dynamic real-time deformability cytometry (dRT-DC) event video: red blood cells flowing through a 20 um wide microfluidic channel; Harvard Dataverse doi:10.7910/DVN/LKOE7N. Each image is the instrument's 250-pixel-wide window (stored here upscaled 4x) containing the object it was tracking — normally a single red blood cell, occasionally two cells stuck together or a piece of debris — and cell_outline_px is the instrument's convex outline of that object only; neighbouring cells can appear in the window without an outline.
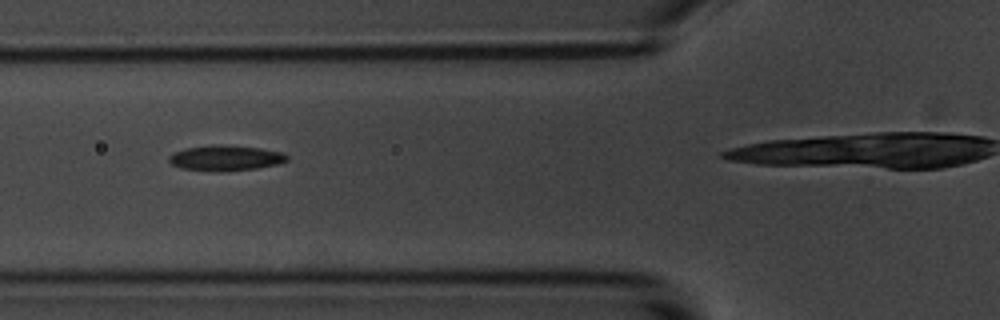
{"species": "common noctule bat (a hibernating species)", "species_latin": "Nyctalus noctula", "temperature_condition": "room temperature", "stored_images_in_passage": 8, "camera_frame_rate_fps": 3000, "um_per_image_px": 0.085, "animal": {"sex": "male", "body_mass_g": 20.1, "forearm_length_mm": 53.5}, "frame": {"image": 1, "passage_image": 3, "time_ms": 2.0, "image_size_px": [1000, 320], "cell_outline_px": [[288, 160], [276, 164], [256, 168], [220, 172], [180, 168], [172, 164], [168, 160], [168, 156], [184, 148], [212, 144], [260, 148], [280, 152], [288, 156]], "centroid_in_image_um": [19.12, 13.43], "position_along_channel_um": 106.7, "area_um2": 17.34}}
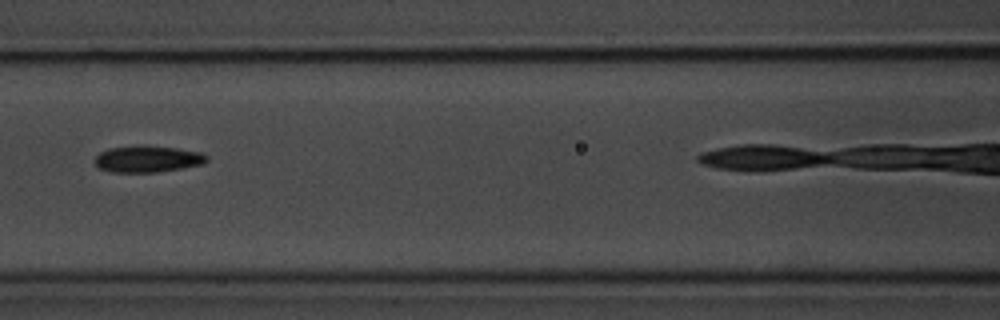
{"frame": {"image": 2, "passage_image": 4, "time_ms": 3.333, "image_size_px": [1000, 320], "cell_outline_px": [[208, 160], [204, 164], [156, 172], [112, 172], [100, 168], [92, 160], [100, 152], [108, 148], [140, 144], [176, 148], [200, 152], [208, 156]], "centroid_in_image_um": [12.52, 13.49], "position_along_channel_um": 154.1, "area_um2": 17.51}}
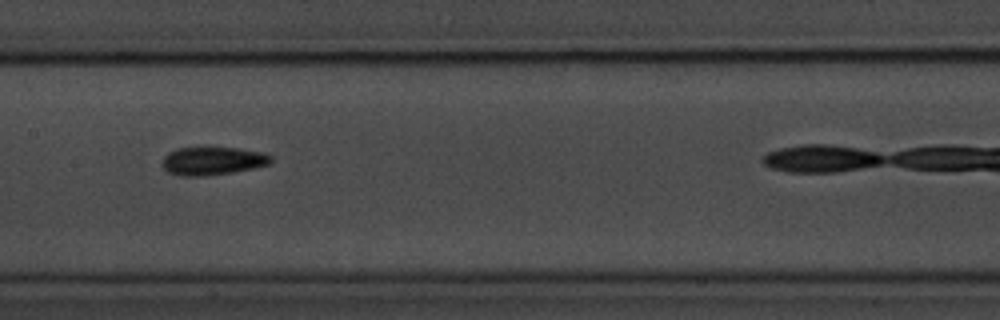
{"frame": {"image": 3, "passage_image": 5, "time_ms": 4.333, "image_size_px": [1000, 320], "cell_outline_px": [[272, 160], [268, 164], [252, 168], [232, 172], [208, 176], [180, 176], [168, 172], [160, 164], [164, 156], [168, 152], [176, 148], [204, 144], [236, 148], [264, 152], [272, 156]], "centroid_in_image_um": [18.01, 13.62], "position_along_channel_um": 189.4, "area_um2": 18.73}}